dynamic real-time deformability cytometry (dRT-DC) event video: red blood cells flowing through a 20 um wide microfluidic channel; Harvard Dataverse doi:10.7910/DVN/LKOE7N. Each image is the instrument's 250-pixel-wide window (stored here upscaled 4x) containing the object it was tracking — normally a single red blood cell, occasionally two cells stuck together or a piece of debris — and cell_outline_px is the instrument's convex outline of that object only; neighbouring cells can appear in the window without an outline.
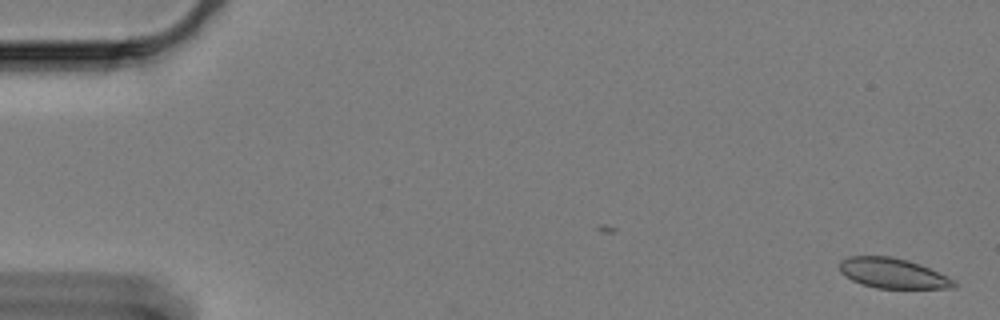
{"species": "Egyptian fruit bat (a non-hibernating species)", "species_latin": "Rousettus aegyptiacus", "temperature_condition": "cold", "stored_images_in_passage": 60, "camera_frame_rate_fps": 3000, "um_per_image_px": 0.085, "animal": {"sex": "female"}, "frame": {"image": 1, "passage_image": 1, "time_ms": 0.0, "image_size_px": [1000, 320], "cell_outline_px": [[960, 284], [956, 288], [876, 288], [852, 280], [844, 276], [840, 272], [840, 260], [848, 256], [892, 256], [908, 260], [920, 264], [948, 276], [956, 280]], "centroid_in_image_um": [75.93, 23.22], "position_along_channel_um": 9.1, "area_um2": 20.29}}
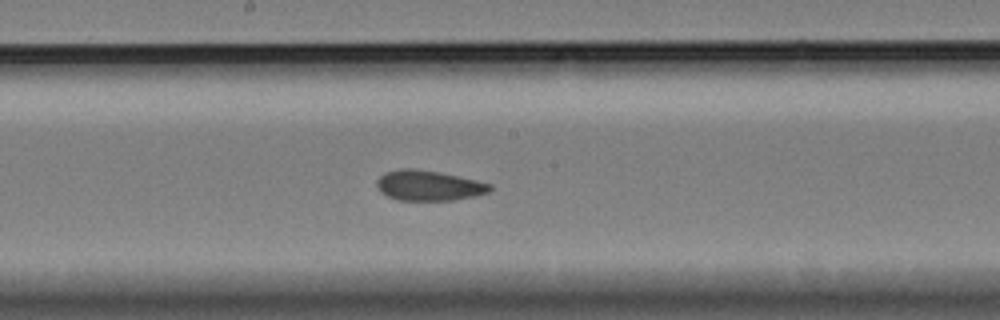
{"frame": {"image": 2, "passage_image": 32, "time_ms": 10.333, "image_size_px": [1000, 320], "cell_outline_px": [[492, 188], [488, 192], [476, 196], [452, 200], [396, 200], [384, 196], [376, 188], [376, 180], [384, 172], [400, 168], [412, 168], [440, 172], [476, 180], [492, 184]], "centroid_in_image_um": [36.38, 15.77], "position_along_channel_um": 211.8, "area_um2": 20.23}}
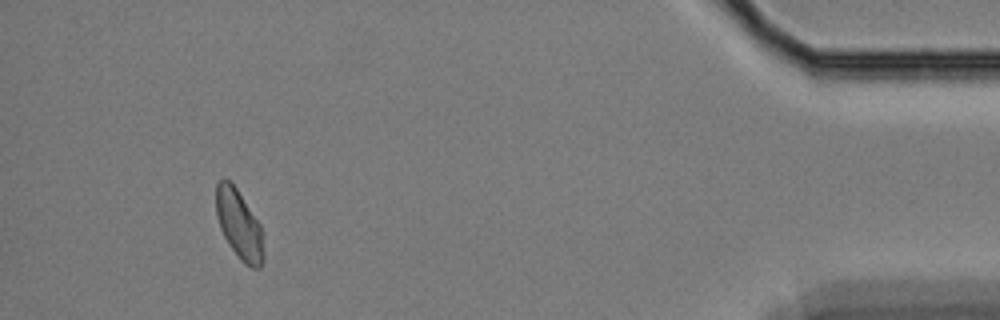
{"frame": {"image": 3, "passage_image": 56, "time_ms": 18.333, "image_size_px": [1000, 320], "cell_outline_px": [[264, 260], [260, 268], [252, 268], [244, 264], [240, 260], [228, 244], [220, 228], [216, 216], [216, 184], [220, 180], [228, 180], [236, 188], [260, 224], [264, 232]], "centroid_in_image_um": [20.35, 19.15], "position_along_channel_um": 414.8, "area_um2": 19.36}, "authors_computed_cell_mechanics": {"area_um2": 20.4034, "velocity_mm_per_s": 3.3019, "shape_relaxation_time_tau1_ms": 7.1313, "shape_relaxation_time_tau2_ms": 1.6169, "deformation_change_tau1": 0.0909, "deformation_change_tau2": 0.0586}}